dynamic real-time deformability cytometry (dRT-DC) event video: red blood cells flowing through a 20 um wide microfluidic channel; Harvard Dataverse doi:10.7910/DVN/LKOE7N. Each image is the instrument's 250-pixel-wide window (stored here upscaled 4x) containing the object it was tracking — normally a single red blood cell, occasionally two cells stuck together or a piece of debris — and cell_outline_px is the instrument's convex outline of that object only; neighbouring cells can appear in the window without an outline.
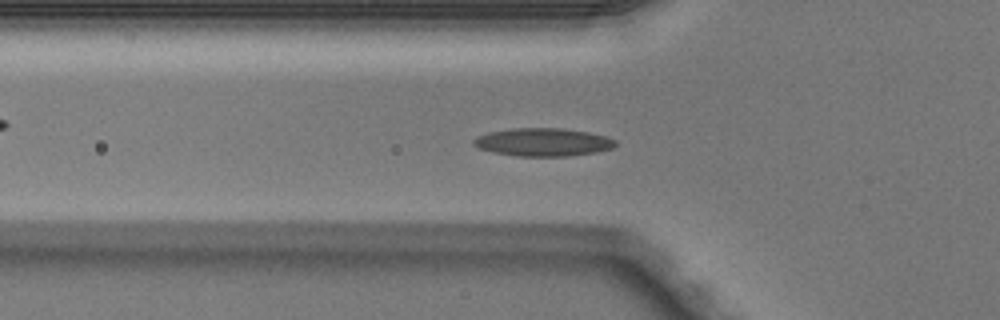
{"species": "Egyptian fruit bat (a non-hibernating species)", "species_latin": "Rousettus aegyptiacus", "temperature_condition": "warm", "stored_images_in_passage": 50, "camera_frame_rate_fps": 3000, "um_per_image_px": 0.085, "animal": {"sex": "male"}, "frame": {"image": 1, "passage_image": 17, "time_ms": 5.333, "image_size_px": [1000, 320], "cell_outline_px": [[616, 144], [612, 148], [596, 152], [568, 156], [516, 156], [492, 152], [480, 148], [472, 144], [472, 140], [476, 136], [488, 132], [512, 128], [564, 128], [588, 132], [604, 136], [616, 140]], "centroid_in_image_um": [46.12, 12.08], "position_along_channel_um": 79.7, "area_um2": 23.24}}
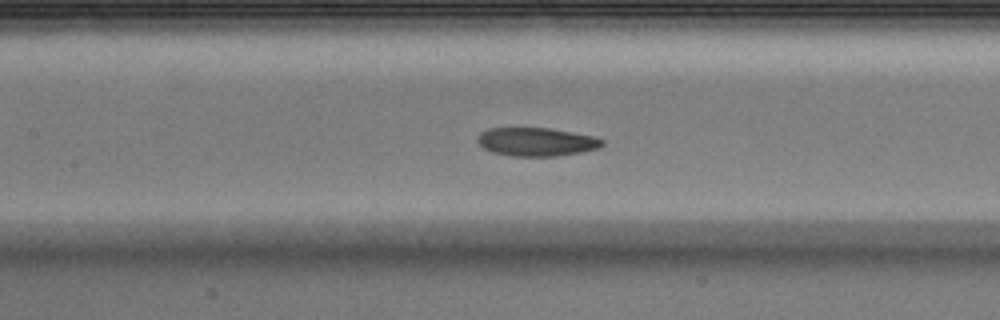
{"frame": {"image": 2, "passage_image": 23, "time_ms": 7.333, "image_size_px": [1000, 320], "cell_outline_px": [[604, 144], [600, 148], [580, 152], [556, 156], [512, 156], [492, 152], [484, 148], [476, 140], [476, 136], [480, 132], [488, 128], [552, 128], [592, 136], [604, 140]], "centroid_in_image_um": [45.58, 12.05], "position_along_channel_um": 161.8, "area_um2": 20.75}}
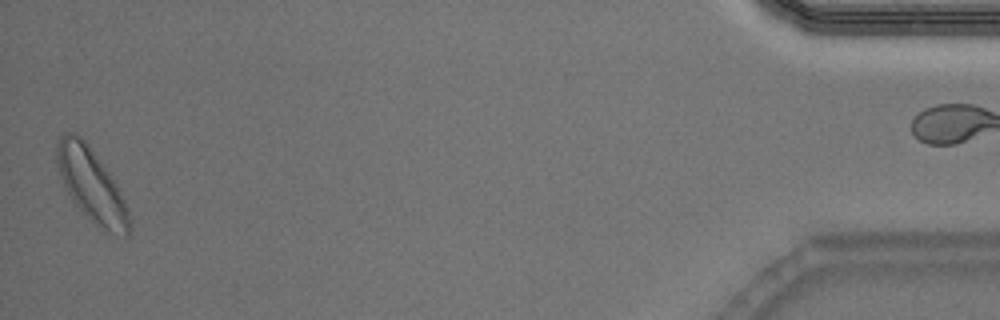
{"frame": {"image": 3, "passage_image": 49, "time_ms": 16.0, "image_size_px": [1000, 320], "cell_outline_px": [[132, 228], [128, 236], [124, 236], [112, 232], [92, 224], [72, 200], [64, 188], [56, 164], [56, 144], [60, 136], [64, 132], [72, 132], [80, 136], [88, 144], [108, 172], [116, 184], [124, 200], [128, 212]], "centroid_in_image_um": [7.74, 15.73], "position_along_channel_um": 427.5, "area_um2": 30.87}}